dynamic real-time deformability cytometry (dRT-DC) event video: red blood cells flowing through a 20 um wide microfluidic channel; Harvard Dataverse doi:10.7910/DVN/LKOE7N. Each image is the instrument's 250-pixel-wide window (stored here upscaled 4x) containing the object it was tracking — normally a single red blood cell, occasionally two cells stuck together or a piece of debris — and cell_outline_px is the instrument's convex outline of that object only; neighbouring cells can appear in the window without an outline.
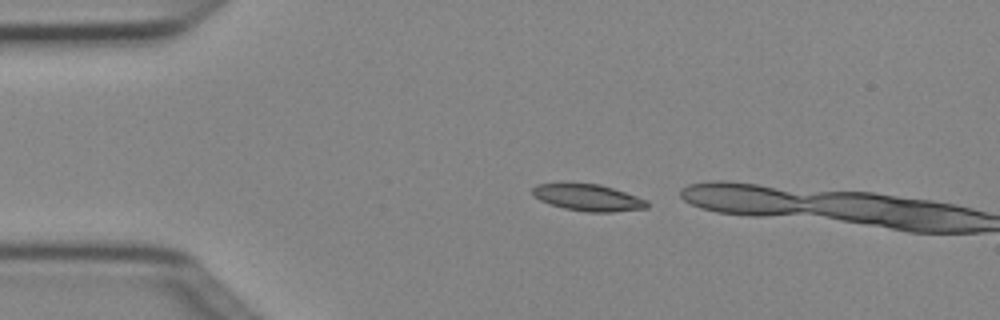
{"species": "Egyptian fruit bat (a non-hibernating species)", "species_latin": "Rousettus aegyptiacus", "temperature_condition": "cold", "stored_images_in_passage": 2, "camera_frame_rate_fps": 3000, "um_per_image_px": 0.085, "animal": {"sex": "female"}, "frame": {"image": 1, "passage_image": 1, "time_ms": 0.0, "image_size_px": [1000, 320], "cell_outline_px": [[648, 208], [612, 212], [588, 212], [564, 208], [540, 200], [532, 196], [532, 188], [536, 184], [600, 184], [648, 200]], "centroid_in_image_um": [50.0, 16.8], "position_along_channel_um": 35.0, "area_um2": 17.57}}